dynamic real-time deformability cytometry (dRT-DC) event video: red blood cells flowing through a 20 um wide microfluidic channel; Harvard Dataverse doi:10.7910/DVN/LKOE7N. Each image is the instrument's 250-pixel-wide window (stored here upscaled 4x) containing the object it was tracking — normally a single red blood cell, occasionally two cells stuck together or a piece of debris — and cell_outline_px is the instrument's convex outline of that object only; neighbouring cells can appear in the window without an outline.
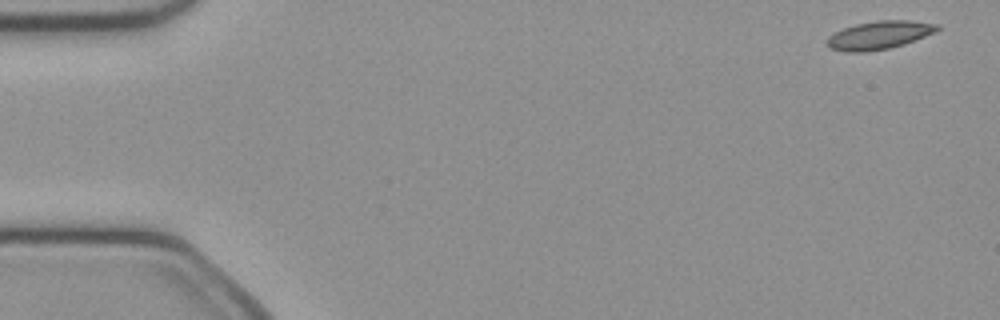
{"species": "common noctule bat (a hibernating species)", "species_latin": "Nyctalus noctula", "temperature_condition": "cold", "stored_images_in_passage": 9, "camera_frame_rate_fps": 3000, "um_per_image_px": 0.085, "animal": {"sex": "female", "body_mass_g": 21.9}, "frame": {"image": 1, "passage_image": 1, "time_ms": 0.0, "image_size_px": [1000, 320], "cell_outline_px": [[940, 28], [936, 32], [904, 44], [888, 48], [864, 52], [848, 52], [832, 48], [828, 44], [828, 36], [844, 28], [856, 24], [876, 20], [908, 20], [940, 24]], "centroid_in_image_um": [74.79, 2.97], "position_along_channel_um": 10.2, "area_um2": 17.92}}